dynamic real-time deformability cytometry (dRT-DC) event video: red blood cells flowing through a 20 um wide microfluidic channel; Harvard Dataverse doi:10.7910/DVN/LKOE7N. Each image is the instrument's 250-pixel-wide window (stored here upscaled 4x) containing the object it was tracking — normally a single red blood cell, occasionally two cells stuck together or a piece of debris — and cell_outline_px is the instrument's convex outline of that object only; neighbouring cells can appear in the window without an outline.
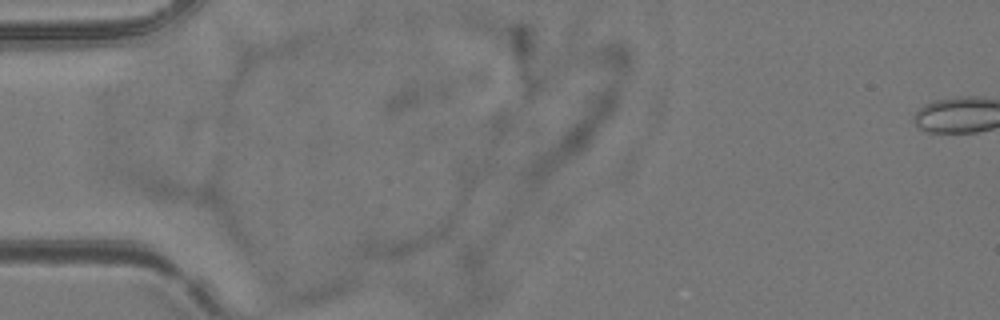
{"species": "common noctule bat (a hibernating species)", "species_latin": "Nyctalus noctula", "temperature_condition": "room temperature", "stored_images_in_passage": 3, "segment_of_instrument_passage": [1, 3], "camera_frame_rate_fps": 3000, "um_per_image_px": 0.085, "animal": {"sex": "female", "body_mass_g": 24.6, "forearm_length_mm": 56.2}, "frame": {"image": 1, "passage_image": 1, "time_ms": 0.0, "image_size_px": [1000, 320], "cell_outline_px": [[452, 224], [448, 236], [424, 248], [396, 260], [392, 260], [352, 256], [360, 240], [364, 236], [448, 216], [452, 216]], "centroid_in_image_um": [34.29, 20.38], "position_along_channel_um": 50.7, "area_um2": 17.46}}